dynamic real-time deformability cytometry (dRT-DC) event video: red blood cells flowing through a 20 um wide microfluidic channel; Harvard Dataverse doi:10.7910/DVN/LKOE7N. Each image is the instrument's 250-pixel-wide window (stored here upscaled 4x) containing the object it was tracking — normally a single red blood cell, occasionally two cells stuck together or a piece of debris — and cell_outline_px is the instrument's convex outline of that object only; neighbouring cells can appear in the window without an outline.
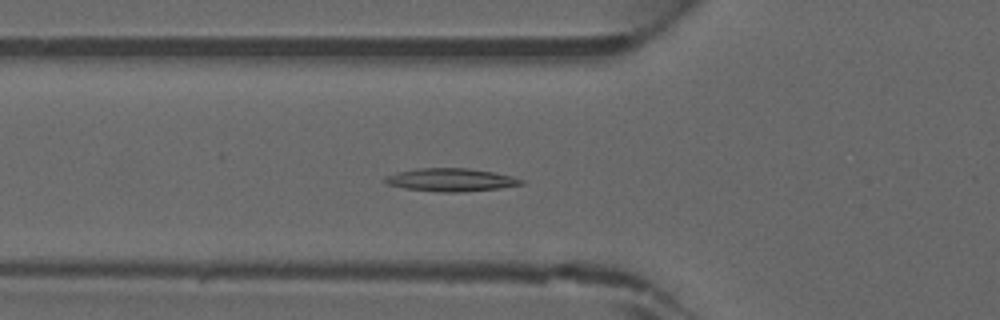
{"species": "common noctule bat (a hibernating species)", "species_latin": "Nyctalus noctula", "temperature_condition": "warm", "stored_images_in_passage": 45, "camera_frame_rate_fps": 3000, "um_per_image_px": 0.085, "animal": {"sex": "male", "forearm_length_mm": 52.5}, "frame": {"image": 1, "passage_image": 16, "time_ms": 5.0, "image_size_px": [1000, 320], "cell_outline_px": [[524, 184], [500, 188], [460, 192], [436, 192], [404, 188], [388, 184], [384, 180], [384, 176], [396, 172], [416, 168], [468, 168], [492, 172], [512, 176], [524, 180]], "centroid_in_image_um": [38.3, 15.28], "position_along_channel_um": 87.5, "area_um2": 18.32}}
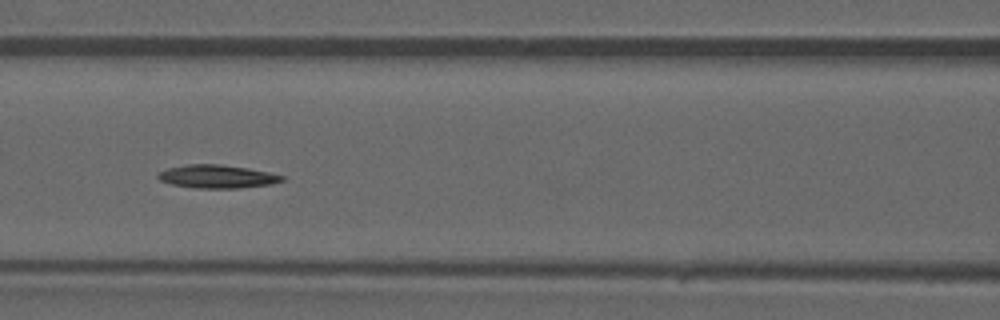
{"frame": {"image": 2, "passage_image": 20, "time_ms": 6.333, "image_size_px": [1000, 320], "cell_outline_px": [[284, 180], [272, 184], [240, 188], [196, 188], [172, 184], [160, 180], [156, 176], [160, 172], [168, 168], [188, 164], [220, 164], [248, 168], [268, 172], [284, 176]], "centroid_in_image_um": [18.47, 15.0], "position_along_channel_um": 148.1, "area_um2": 16.7}}
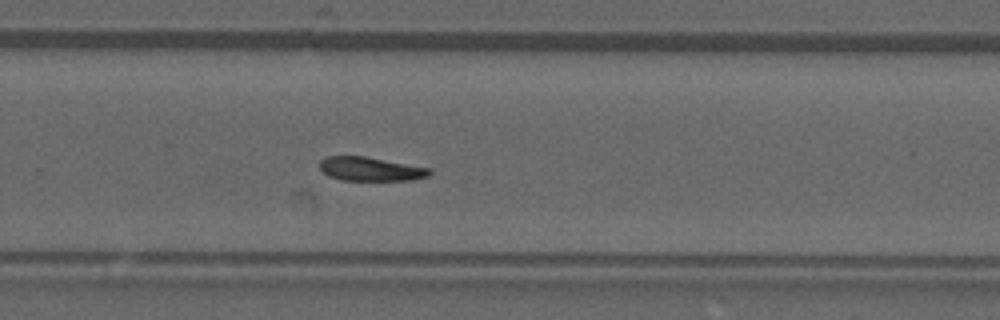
{"frame": {"image": 3, "passage_image": 30, "time_ms": 9.667, "image_size_px": [1000, 320], "cell_outline_px": [[432, 172], [428, 176], [412, 180], [340, 180], [328, 176], [320, 168], [320, 160], [328, 156], [364, 156], [432, 168]], "centroid_in_image_um": [31.51, 14.37], "position_along_channel_um": 298.3, "area_um2": 15.32}}